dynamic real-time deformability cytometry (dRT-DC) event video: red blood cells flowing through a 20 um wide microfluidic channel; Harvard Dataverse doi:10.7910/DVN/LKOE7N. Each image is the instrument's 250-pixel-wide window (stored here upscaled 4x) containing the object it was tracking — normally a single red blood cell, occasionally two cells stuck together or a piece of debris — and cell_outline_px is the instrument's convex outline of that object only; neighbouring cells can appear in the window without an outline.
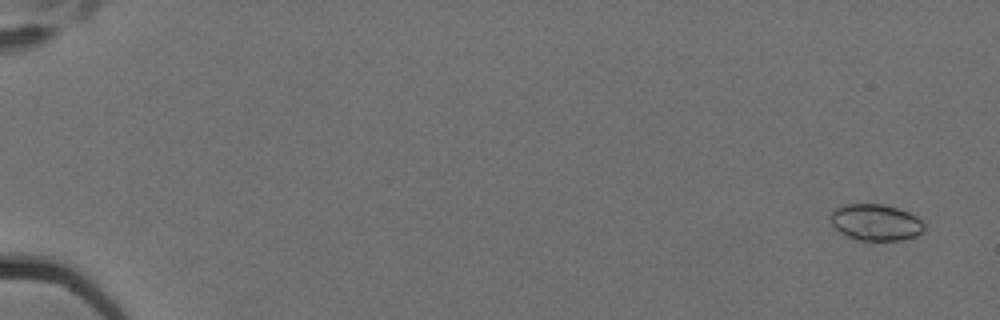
{"species": "Egyptian fruit bat (a non-hibernating species)", "species_latin": "Rousettus aegyptiacus", "temperature_condition": "cold", "stored_images_in_passage": 7, "camera_frame_rate_fps": 3000, "um_per_image_px": 0.085, "animal": {"sex": "female"}, "frame": {"image": 1, "passage_image": 1, "time_ms": 0.0, "image_size_px": [1000, 320], "cell_outline_px": [[928, 228], [924, 232], [916, 236], [904, 240], [856, 240], [840, 232], [832, 224], [828, 216], [836, 208], [844, 204], [884, 204], [908, 212], [916, 216]], "centroid_in_image_um": [74.46, 18.91], "position_along_channel_um": 10.5, "area_um2": 20.06}}
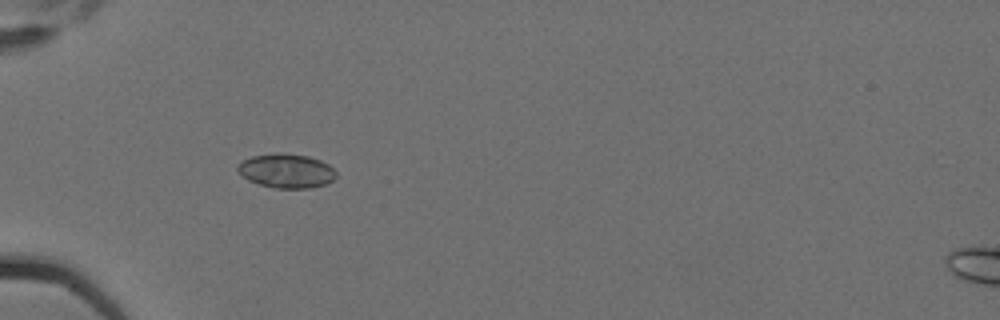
{"frame": {"image": 2, "passage_image": 6, "time_ms": 1.667, "image_size_px": [1000, 320], "cell_outline_px": [[336, 176], [332, 180], [324, 184], [312, 188], [276, 188], [260, 184], [248, 180], [236, 168], [236, 164], [240, 160], [252, 156], [308, 156], [320, 160], [328, 164], [336, 172]], "centroid_in_image_um": [24.34, 14.57], "position_along_channel_um": 60.7, "area_um2": 18.79}}